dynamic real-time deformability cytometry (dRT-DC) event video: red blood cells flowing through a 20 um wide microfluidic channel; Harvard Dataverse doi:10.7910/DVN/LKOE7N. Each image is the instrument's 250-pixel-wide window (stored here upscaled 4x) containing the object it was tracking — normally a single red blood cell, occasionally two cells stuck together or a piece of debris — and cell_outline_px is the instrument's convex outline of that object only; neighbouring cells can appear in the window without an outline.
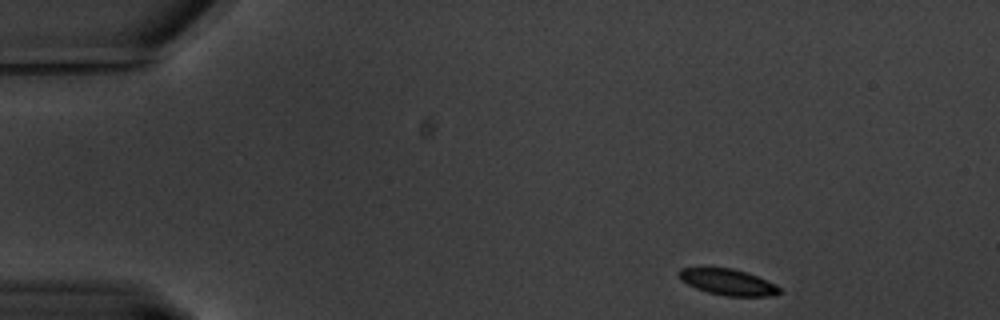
{"species": "common noctule bat (a hibernating species)", "species_latin": "Nyctalus noctula", "temperature_condition": "warm", "stored_images_in_passage": 55, "camera_frame_rate_fps": 3000, "um_per_image_px": 0.085, "animal": {"sex": "male", "body_mass_g": 20.1, "forearm_length_mm": 53.5}, "frame": {"image": 1, "passage_image": 1, "time_ms": 0.0, "image_size_px": [1000, 320], "cell_outline_px": [[784, 292], [776, 296], [724, 296], [708, 292], [696, 288], [680, 280], [676, 276], [676, 272], [680, 268], [732, 268], [748, 272], [776, 284]], "centroid_in_image_um": [61.89, 23.98], "position_along_channel_um": 23.1, "area_um2": 15.61}}
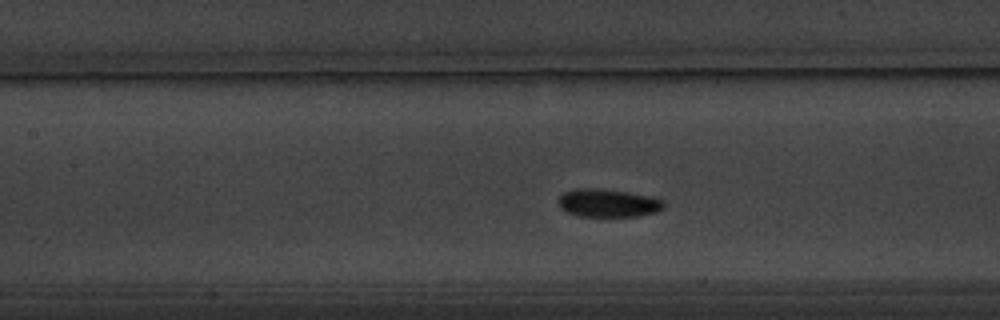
{"frame": {"image": 2, "passage_image": 21, "time_ms": 6.667, "image_size_px": [1000, 320], "cell_outline_px": [[664, 208], [656, 212], [636, 216], [576, 216], [564, 212], [560, 208], [560, 196], [564, 192], [576, 188], [596, 188], [652, 196], [664, 200]], "centroid_in_image_um": [51.68, 17.26], "position_along_channel_um": 155.7, "area_um2": 17.22}}
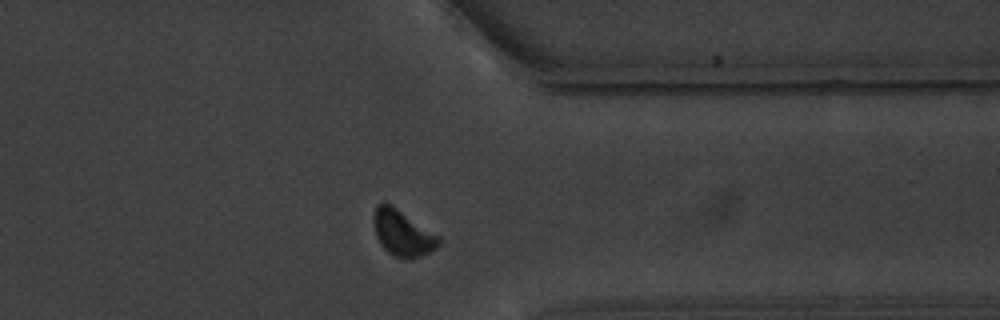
{"frame": {"image": 3, "passage_image": 42, "time_ms": 13.667, "image_size_px": [1000, 320], "cell_outline_px": [[440, 244], [436, 248], [420, 256], [396, 256], [388, 252], [380, 244], [376, 236], [372, 220], [376, 204], [384, 200], [440, 236]], "centroid_in_image_um": [34.18, 19.75], "position_along_channel_um": 377.2, "area_um2": 17.17}, "authors_computed_cell_mechanics": {"area_um2": 16.5308, "velocity_mm_per_s": 3.2259, "shape_relaxation_time_tau1_ms": 1.4748, "shape_relaxation_time_tau2_ms": null, "deformation_change_tau1": 0.0832, "deformation_change_tau2": null}}